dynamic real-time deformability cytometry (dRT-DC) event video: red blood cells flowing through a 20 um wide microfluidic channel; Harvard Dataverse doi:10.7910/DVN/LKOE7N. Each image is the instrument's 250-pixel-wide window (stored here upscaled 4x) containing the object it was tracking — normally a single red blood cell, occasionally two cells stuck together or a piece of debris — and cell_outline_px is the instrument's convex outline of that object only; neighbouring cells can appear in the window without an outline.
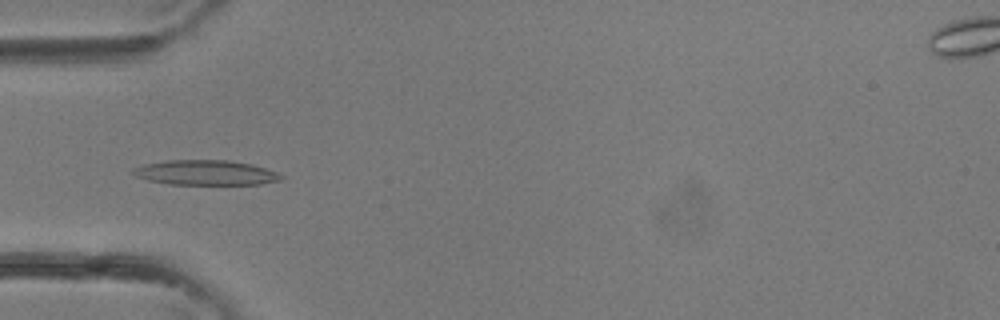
{"species": "common noctule bat (a hibernating species)", "species_latin": "Nyctalus noctula", "temperature_condition": "room temperature", "stored_images_in_passage": 37, "camera_frame_rate_fps": 3000, "um_per_image_px": 0.085, "animal": {"sex": "female"}, "frame": {"image": 1, "passage_image": 12, "time_ms": 3.667, "image_size_px": [1000, 320], "cell_outline_px": [[284, 176], [280, 180], [260, 184], [168, 184], [148, 180], [136, 176], [132, 172], [132, 168], [144, 164], [168, 160], [228, 160], [252, 164], [276, 172]], "centroid_in_image_um": [17.46, 14.67], "position_along_channel_um": 67.5, "area_um2": 21.39}}
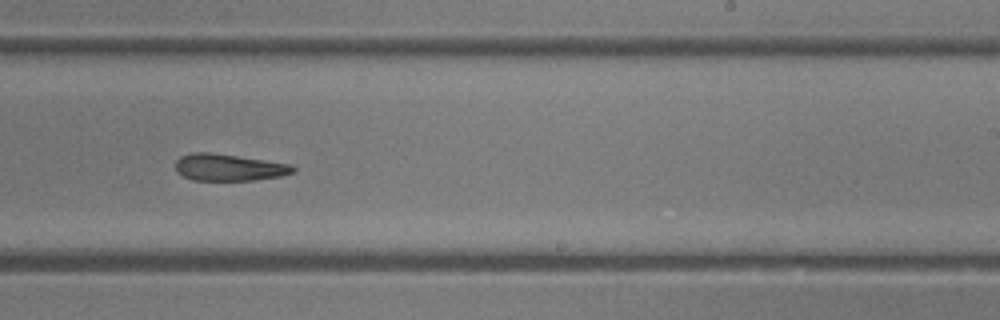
{"frame": {"image": 2, "passage_image": 23, "time_ms": 7.333, "image_size_px": [1000, 320], "cell_outline_px": [[296, 172], [280, 176], [252, 180], [192, 180], [176, 172], [176, 160], [180, 156], [192, 152], [212, 152], [292, 164], [296, 168]], "centroid_in_image_um": [19.46, 14.22], "position_along_channel_um": 269.5, "area_um2": 18.5}}
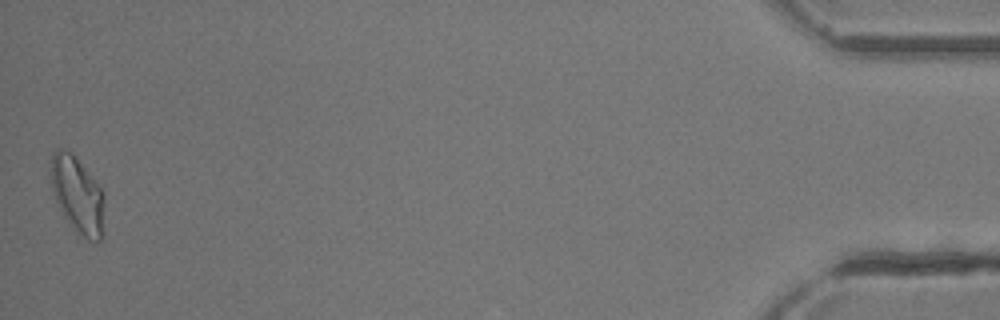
{"frame": {"image": 3, "passage_image": 37, "time_ms": 12.0, "image_size_px": [1000, 320], "cell_outline_px": [[104, 200], [100, 240], [88, 240], [76, 232], [64, 216], [56, 200], [52, 188], [52, 152], [56, 148], [64, 148], [72, 152], [104, 192]], "centroid_in_image_um": [6.58, 16.53], "position_along_channel_um": 428.6, "area_um2": 23.35}}